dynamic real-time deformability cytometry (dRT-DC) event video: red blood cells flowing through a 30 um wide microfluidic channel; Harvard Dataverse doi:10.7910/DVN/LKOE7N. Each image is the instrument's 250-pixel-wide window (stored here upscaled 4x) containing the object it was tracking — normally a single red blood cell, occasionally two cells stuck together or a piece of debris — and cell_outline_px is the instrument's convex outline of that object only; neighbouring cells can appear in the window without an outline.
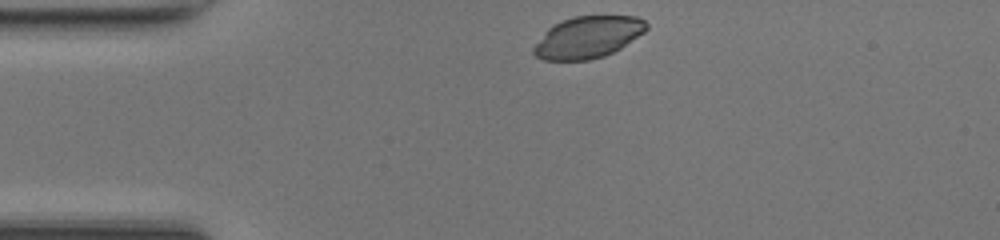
{"species": "common noctule bat (a hibernating species)", "species_latin": "Nyctalus noctula", "temperature_condition": "room temperature", "stored_images_in_passage": 35, "camera_frame_rate_fps": 3000, "um_per_image_px": 0.085, "animal": {"sex": "female", "body_mass_g": 17.0, "forearm_length_mm": 48.0}, "frame": {"image": 1, "passage_image": 1, "time_ms": 0.0, "image_size_px": [1000, 240], "cell_outline_px": [[648, 28], [644, 32], [620, 48], [604, 56], [588, 60], [544, 60], [536, 56], [532, 52], [532, 48], [548, 28], [552, 24], [576, 16], [636, 16], [644, 20], [648, 24]], "centroid_in_image_um": [49.96, 3.16], "position_along_channel_um": 35.0, "area_um2": 27.28}}
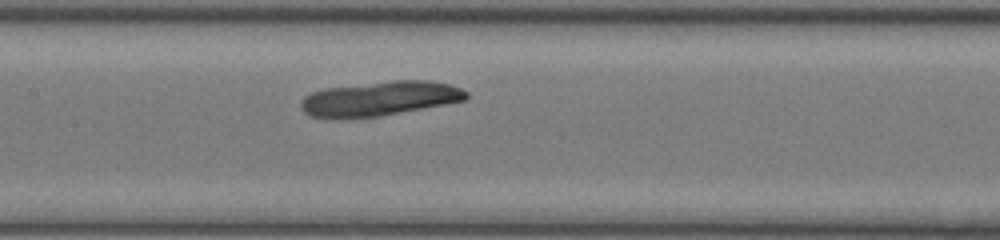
{"frame": {"image": 2, "passage_image": 14, "time_ms": 4.333, "image_size_px": [1000, 240], "cell_outline_px": [[468, 96], [464, 100], [444, 104], [380, 116], [336, 120], [332, 120], [308, 116], [300, 108], [300, 100], [304, 96], [312, 92], [324, 88], [392, 80], [428, 80], [448, 84], [460, 88], [468, 92]], "centroid_in_image_um": [32.17, 8.4], "position_along_channel_um": 175.2, "area_um2": 33.7}}
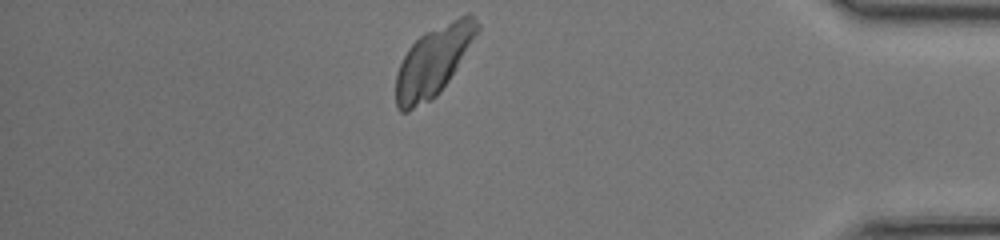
{"frame": {"image": 3, "passage_image": 33, "time_ms": 10.667, "image_size_px": [1000, 240], "cell_outline_px": [[480, 32], [440, 92], [432, 100], [408, 112], [400, 112], [396, 108], [396, 72], [408, 48], [424, 32], [468, 12], [480, 24]], "centroid_in_image_um": [36.84, 5.21], "position_along_channel_um": 398.4, "area_um2": 33.12}}